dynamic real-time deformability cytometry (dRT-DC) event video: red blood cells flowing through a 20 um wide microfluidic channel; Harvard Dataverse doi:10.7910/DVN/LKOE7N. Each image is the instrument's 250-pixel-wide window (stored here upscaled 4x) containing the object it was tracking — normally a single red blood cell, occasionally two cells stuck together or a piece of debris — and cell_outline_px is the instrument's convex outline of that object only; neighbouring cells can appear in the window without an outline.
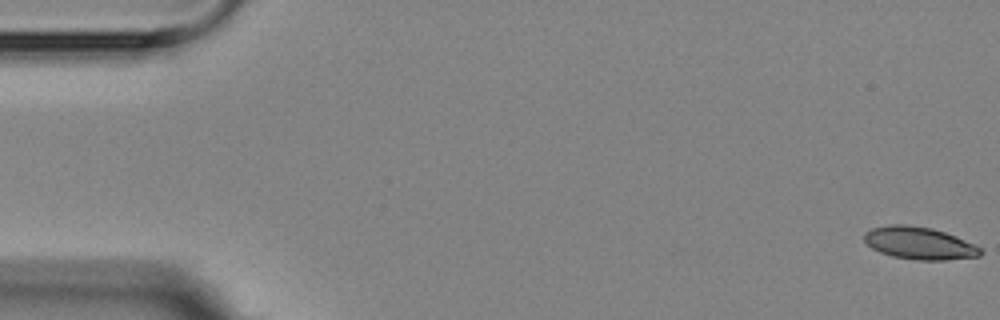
{"species": "Egyptian fruit bat (a non-hibernating species)", "species_latin": "Rousettus aegyptiacus", "temperature_condition": "room temperature", "stored_images_in_passage": 4, "camera_frame_rate_fps": 3000, "um_per_image_px": 0.085, "animal": {"sex": "female"}, "frame": {"image": 1, "passage_image": 1, "time_ms": 0.0, "image_size_px": [1000, 320], "cell_outline_px": [[984, 252], [980, 256], [944, 260], [916, 260], [892, 256], [880, 252], [872, 248], [864, 240], [864, 232], [872, 228], [888, 224], [908, 224], [932, 228], [956, 236], [976, 244]], "centroid_in_image_um": [78.15, 20.66], "position_along_channel_um": 6.9, "area_um2": 22.14}}